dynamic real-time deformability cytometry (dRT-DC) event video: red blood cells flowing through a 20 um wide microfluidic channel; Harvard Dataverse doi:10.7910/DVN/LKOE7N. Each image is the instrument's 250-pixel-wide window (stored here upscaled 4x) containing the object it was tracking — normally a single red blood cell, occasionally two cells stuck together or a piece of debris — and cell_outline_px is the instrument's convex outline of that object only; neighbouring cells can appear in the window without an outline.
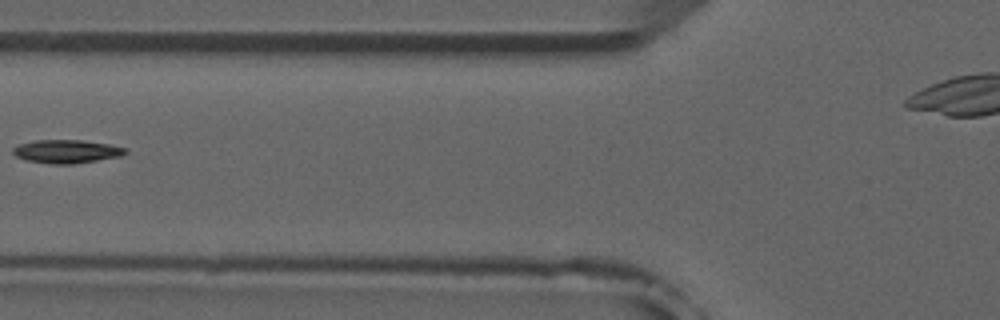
{"species": "common noctule bat (a hibernating species)", "species_latin": "Nyctalus noctula", "temperature_condition": "room temperature", "stored_images_in_passage": 5, "camera_frame_rate_fps": 3000, "um_per_image_px": 0.085, "animal": {"sex": "male", "forearm_length_mm": 52.5}, "frame": {"image": 1, "passage_image": 5, "time_ms": 4.667, "image_size_px": [1000, 320], "cell_outline_px": [[128, 152], [120, 156], [76, 164], [52, 164], [28, 160], [16, 156], [12, 152], [12, 148], [20, 144], [36, 140], [80, 140], [112, 144], [128, 148]], "centroid_in_image_um": [5.71, 12.87], "position_along_channel_um": 120.1, "area_um2": 15.37}}